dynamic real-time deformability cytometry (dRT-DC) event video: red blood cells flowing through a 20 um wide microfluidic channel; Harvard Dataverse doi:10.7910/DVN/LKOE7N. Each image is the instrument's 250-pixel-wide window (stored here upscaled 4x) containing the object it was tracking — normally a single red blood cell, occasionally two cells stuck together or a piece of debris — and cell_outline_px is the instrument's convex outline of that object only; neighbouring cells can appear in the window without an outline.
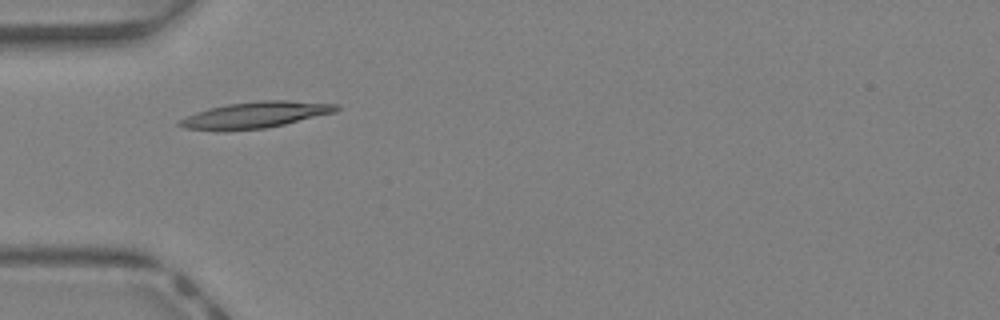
{"species": "Egyptian fruit bat (a non-hibernating species)", "species_latin": "Rousettus aegyptiacus", "temperature_condition": "warm", "stored_images_in_passage": 26, "camera_frame_rate_fps": 3000, "um_per_image_px": 0.085, "animal": {"sex": "female"}, "frame": {"image": 1, "passage_image": 1, "time_ms": 0.0, "image_size_px": [1000, 320], "cell_outline_px": [[340, 108], [336, 112], [268, 128], [184, 128], [176, 124], [180, 120], [196, 112], [228, 104], [264, 100], [288, 100], [336, 104]], "centroid_in_image_um": [21.83, 9.73], "position_along_channel_um": 63.2, "area_um2": 22.89}}
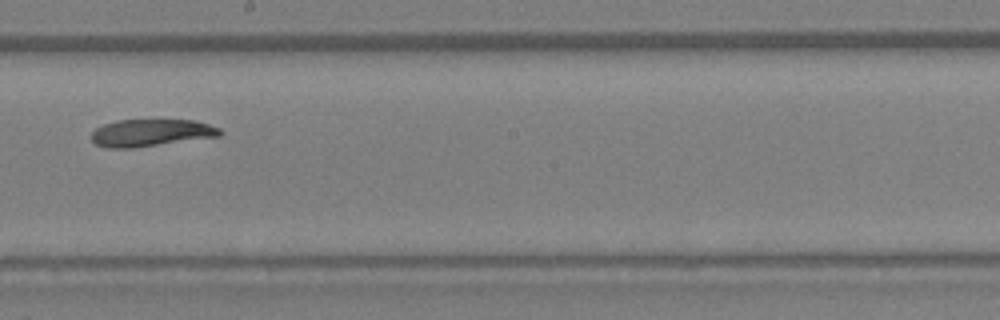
{"frame": {"image": 2, "passage_image": 12, "time_ms": 3.667, "image_size_px": [1000, 320], "cell_outline_px": [[224, 132], [220, 136], [132, 148], [108, 148], [96, 144], [92, 140], [92, 132], [96, 128], [104, 124], [116, 120], [192, 120], [208, 124], [220, 128]], "centroid_in_image_um": [12.84, 11.28], "position_along_channel_um": 235.4, "area_um2": 20.29}}
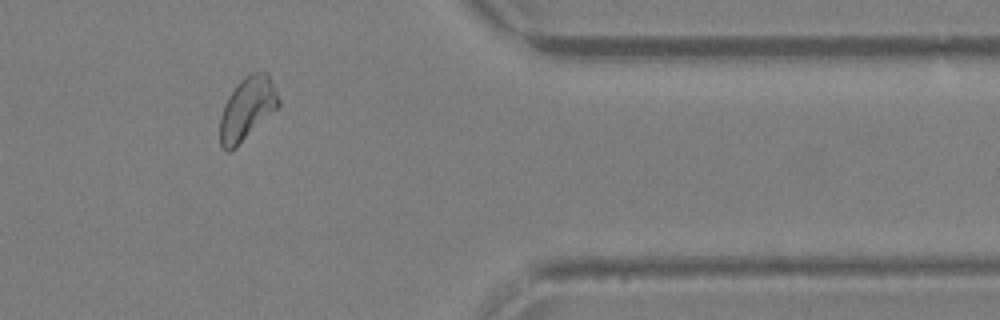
{"frame": {"image": 3, "passage_image": 23, "time_ms": 7.333, "image_size_px": [1000, 320], "cell_outline_px": [[280, 104], [276, 108], [228, 152], [220, 144], [220, 116], [224, 104], [228, 96], [236, 84], [244, 76], [252, 72], [264, 72], [268, 76], [280, 100]], "centroid_in_image_um": [20.97, 9.18], "position_along_channel_um": 390.4, "area_um2": 20.52}}